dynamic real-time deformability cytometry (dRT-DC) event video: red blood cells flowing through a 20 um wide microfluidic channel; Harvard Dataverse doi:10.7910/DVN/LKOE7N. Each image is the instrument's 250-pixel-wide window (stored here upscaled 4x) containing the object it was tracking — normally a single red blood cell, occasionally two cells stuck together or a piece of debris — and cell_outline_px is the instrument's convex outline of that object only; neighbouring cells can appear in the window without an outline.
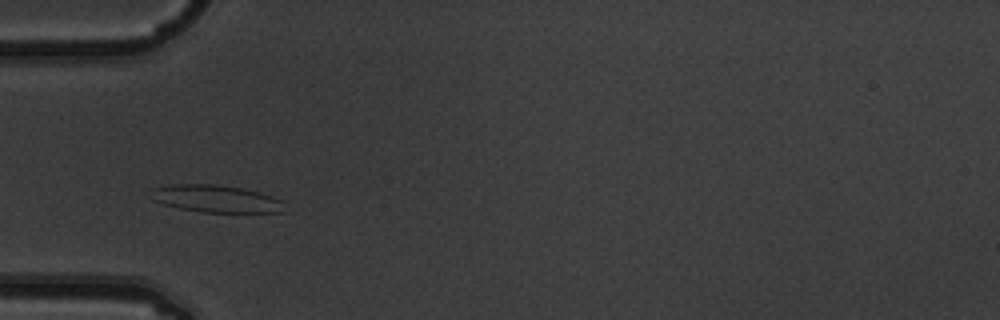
{"species": "common noctule bat (a hibernating species)", "species_latin": "Nyctalus noctula", "temperature_condition": "warm", "stored_images_in_passage": 6, "camera_frame_rate_fps": 3000, "um_per_image_px": 0.085, "animal": {"sex": "male", "body_mass_g": 19.5, "forearm_length_mm": 54.6}, "frame": {"image": 1, "passage_image": 2, "time_ms": 0.333, "image_size_px": [1000, 320], "cell_outline_px": [[284, 212], [200, 212], [180, 208], [164, 204], [152, 200], [152, 188], [168, 184], [216, 184], [240, 188], [260, 192], [272, 196], [280, 200]], "centroid_in_image_um": [18.31, 16.88], "position_along_channel_um": 66.7, "area_um2": 21.1}}
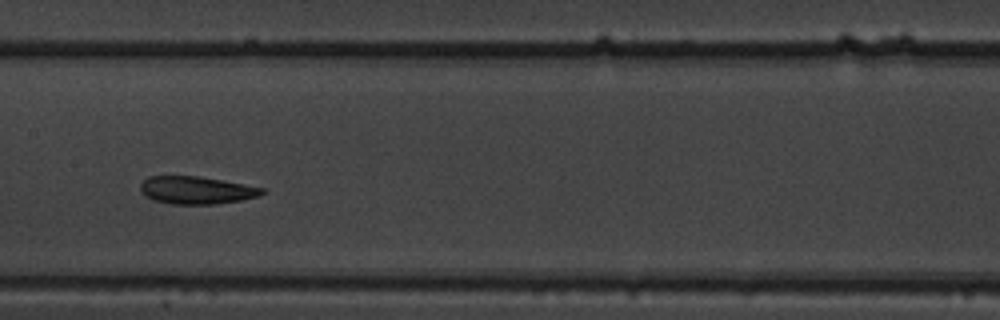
{"frame": {"image": 2, "passage_image": 5, "time_ms": 1.333, "image_size_px": [1000, 320], "cell_outline_px": [[264, 192], [260, 196], [240, 200], [216, 204], [172, 204], [152, 200], [140, 188], [140, 184], [148, 176], [196, 176], [224, 180], [264, 188]], "centroid_in_image_um": [16.71, 16.16], "position_along_channel_um": 190.7, "area_um2": 19.48}}
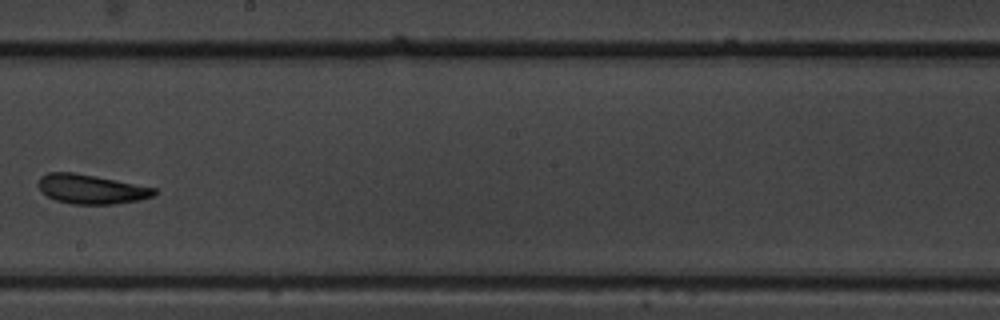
{"frame": {"image": 3, "passage_image": 6, "time_ms": 1.667, "image_size_px": [1000, 320], "cell_outline_px": [[160, 192], [152, 196], [140, 200], [116, 204], [72, 204], [56, 200], [48, 196], [36, 184], [40, 176], [48, 172], [76, 172], [156, 188]], "centroid_in_image_um": [7.76, 16.07], "position_along_channel_um": 240.4, "area_um2": 19.94}}